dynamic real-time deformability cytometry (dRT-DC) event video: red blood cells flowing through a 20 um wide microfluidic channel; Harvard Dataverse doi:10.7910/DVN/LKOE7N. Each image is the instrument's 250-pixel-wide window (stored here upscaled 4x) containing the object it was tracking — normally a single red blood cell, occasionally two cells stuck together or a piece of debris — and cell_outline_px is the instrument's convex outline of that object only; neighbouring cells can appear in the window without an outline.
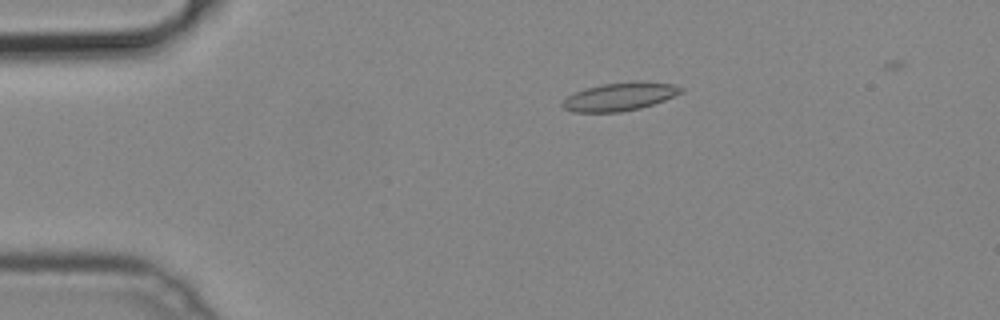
{"species": "common noctule bat (a hibernating species)", "species_latin": "Nyctalus noctula", "temperature_condition": "cold", "stored_images_in_passage": 52, "camera_frame_rate_fps": 3000, "um_per_image_px": 0.085, "animal": {"sex": "male", "body_mass_g": 19.2, "forearm_length_mm": 51.8}, "frame": {"image": 1, "passage_image": 11, "time_ms": 3.333, "image_size_px": [1000, 320], "cell_outline_px": [[684, 92], [664, 100], [640, 108], [620, 112], [572, 112], [564, 108], [560, 104], [568, 96], [584, 88], [600, 84], [636, 80], [644, 80], [672, 84], [684, 88]], "centroid_in_image_um": [52.7, 8.19], "position_along_channel_um": 32.3, "area_um2": 19.71}}
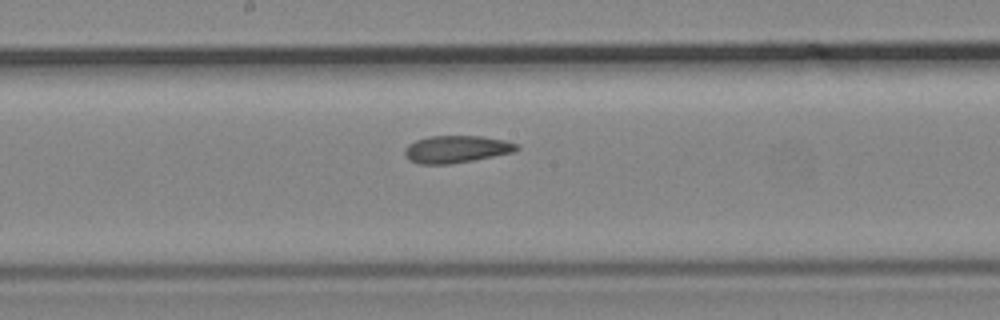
{"frame": {"image": 2, "passage_image": 28, "time_ms": 9.0, "image_size_px": [1000, 320], "cell_outline_px": [[520, 148], [516, 152], [472, 160], [448, 164], [420, 164], [408, 160], [404, 156], [404, 148], [408, 144], [416, 140], [428, 136], [480, 136], [504, 140], [520, 144]], "centroid_in_image_um": [38.79, 12.68], "position_along_channel_um": 209.4, "area_um2": 17.98}}
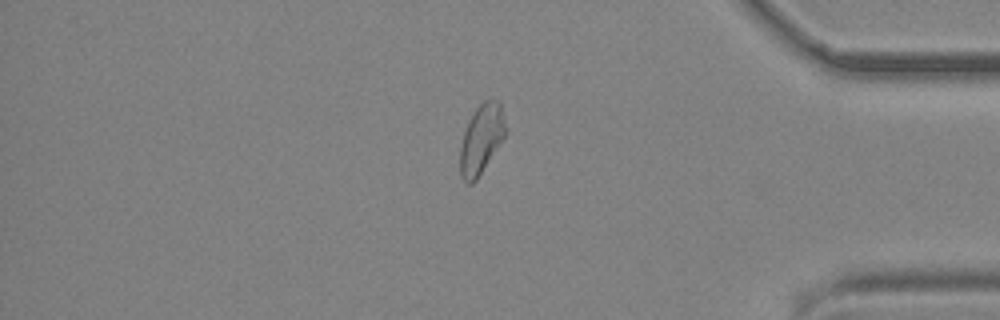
{"frame": {"image": 3, "passage_image": 44, "time_ms": 14.333, "image_size_px": [1000, 320], "cell_outline_px": [[508, 132], [476, 180], [472, 184], [468, 184], [460, 176], [460, 148], [464, 132], [476, 108], [484, 100], [500, 100]], "centroid_in_image_um": [40.94, 11.82], "position_along_channel_um": 394.3, "area_um2": 18.32}}